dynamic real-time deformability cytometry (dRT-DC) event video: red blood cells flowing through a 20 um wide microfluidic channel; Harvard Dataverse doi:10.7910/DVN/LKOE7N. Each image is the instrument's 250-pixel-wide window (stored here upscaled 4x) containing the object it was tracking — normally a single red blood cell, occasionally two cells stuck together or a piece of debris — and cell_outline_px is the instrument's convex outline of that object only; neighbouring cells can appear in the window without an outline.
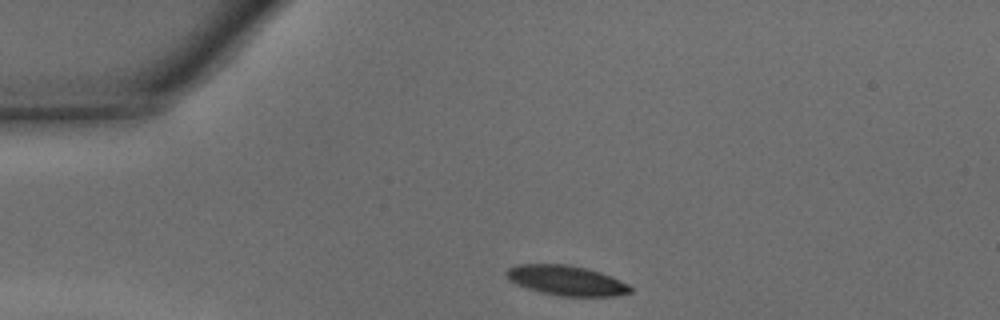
{"species": "common noctule bat (a hibernating species)", "species_latin": "Nyctalus noctula", "temperature_condition": "warm", "stored_images_in_passage": 27, "camera_frame_rate_fps": 3000, "um_per_image_px": 0.085, "animal": {"sex": "male", "body_mass_g": 15.6}, "frame": {"image": 1, "passage_image": 1, "time_ms": 0.0, "image_size_px": [1000, 320], "cell_outline_px": [[632, 292], [612, 296], [560, 296], [540, 292], [516, 284], [508, 280], [504, 276], [504, 272], [508, 268], [516, 264], [568, 264], [600, 272], [620, 280], [628, 284], [632, 288]], "centroid_in_image_um": [48.09, 23.83], "position_along_channel_um": 36.9, "area_um2": 21.68}}
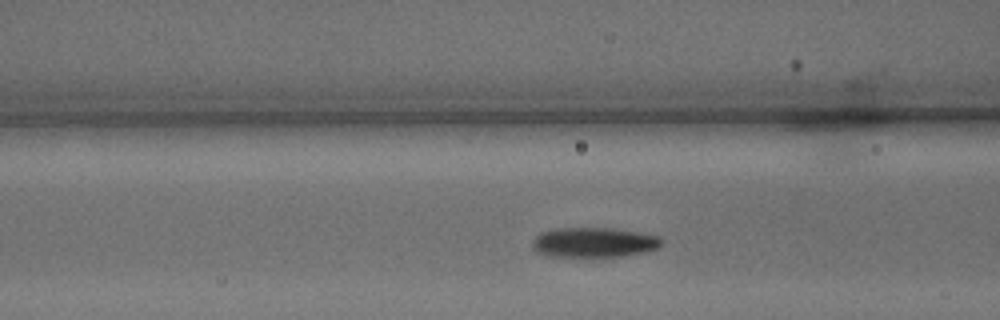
{"frame": {"image": 2, "passage_image": 9, "time_ms": 2.667, "image_size_px": [1000, 320], "cell_outline_px": [[664, 244], [660, 248], [648, 252], [624, 256], [552, 256], [540, 252], [532, 248], [532, 240], [540, 232], [556, 228], [612, 228], [640, 232], [660, 236], [664, 240]], "centroid_in_image_um": [50.58, 20.59], "position_along_channel_um": 116.0, "area_um2": 22.77}}
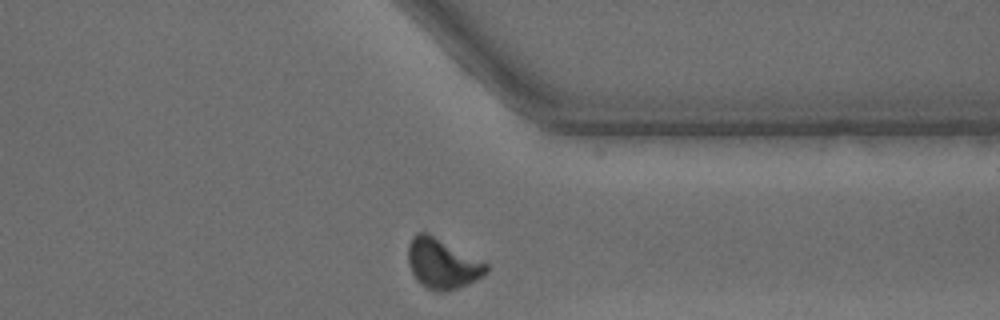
{"frame": {"image": 3, "passage_image": 27, "time_ms": 8.667, "image_size_px": [1000, 320], "cell_outline_px": [[488, 272], [484, 276], [460, 288], [448, 292], [436, 292], [420, 284], [416, 280], [408, 264], [408, 244], [412, 236], [416, 232], [428, 232], [484, 260], [488, 264]], "centroid_in_image_um": [37.63, 22.4], "position_along_channel_um": 373.8, "area_um2": 23.52}, "authors_computed_cell_mechanics": {"area_um2": 23.0044, "velocity_mm_per_s": 4.3383, "shape_relaxation_time_tau1_ms": 1.4242, "shape_relaxation_time_tau2_ms": 1.9106, "deformation_change_tau1": 0.111, "deformation_change_tau2": 0.0639}}